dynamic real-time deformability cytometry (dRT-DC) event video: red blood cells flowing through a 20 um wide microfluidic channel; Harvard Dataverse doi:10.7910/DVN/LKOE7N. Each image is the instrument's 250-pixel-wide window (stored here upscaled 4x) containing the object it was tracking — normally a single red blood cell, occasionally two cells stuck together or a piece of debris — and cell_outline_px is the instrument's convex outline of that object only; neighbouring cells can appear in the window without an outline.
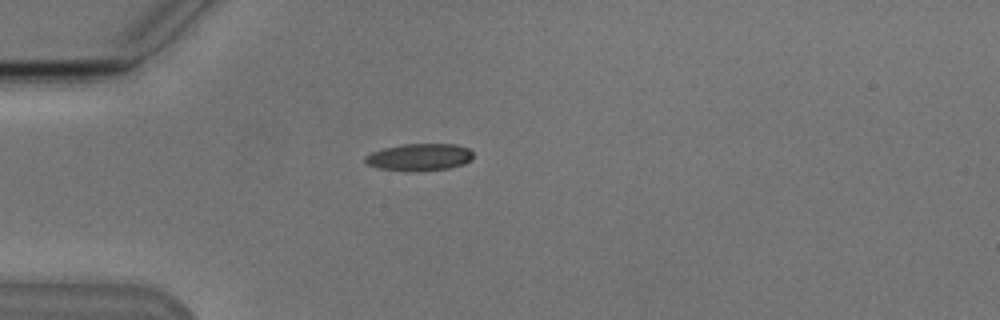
{"species": "Egyptian fruit bat (a non-hibernating species)", "species_latin": "Rousettus aegyptiacus", "temperature_condition": "cold", "stored_images_in_passage": 1, "camera_frame_rate_fps": 3000, "um_per_image_px": 0.085, "animal": {"sex": "male"}, "frame": {"image": 1, "passage_image": 1, "time_ms": 0.0, "image_size_px": [1000, 320], "cell_outline_px": [[472, 160], [464, 164], [448, 168], [420, 172], [408, 172], [376, 168], [368, 164], [364, 160], [364, 156], [372, 152], [384, 148], [404, 144], [456, 144], [468, 148], [472, 152]], "centroid_in_image_um": [35.64, 13.37], "position_along_channel_um": 49.4, "area_um2": 17.34}}